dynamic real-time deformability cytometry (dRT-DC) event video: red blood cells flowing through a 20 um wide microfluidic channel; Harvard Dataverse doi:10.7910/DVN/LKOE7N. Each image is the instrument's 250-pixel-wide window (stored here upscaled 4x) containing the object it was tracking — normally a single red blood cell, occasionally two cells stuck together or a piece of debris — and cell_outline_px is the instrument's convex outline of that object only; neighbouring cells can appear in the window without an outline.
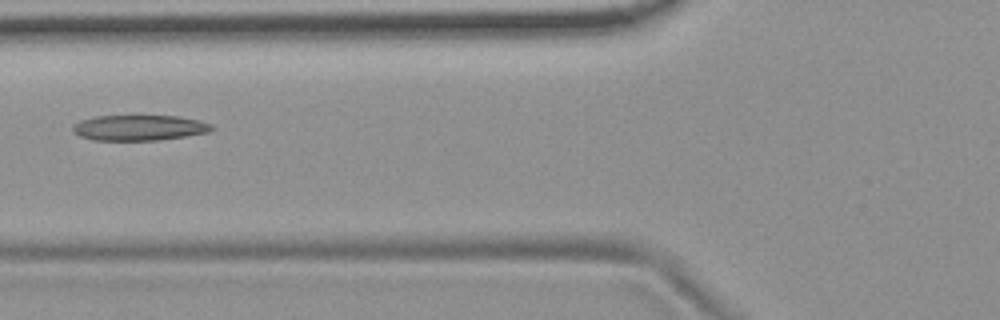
{"species": "common noctule bat (a hibernating species)", "species_latin": "Nyctalus noctula", "temperature_condition": "room temperature", "stored_images_in_passage": 7, "camera_frame_rate_fps": 3000, "um_per_image_px": 0.085, "animal": {"sex": "female", "body_mass_g": 19.9}, "frame": {"image": 1, "passage_image": 7, "time_ms": 6.667, "image_size_px": [1000, 320], "cell_outline_px": [[216, 128], [208, 132], [160, 140], [96, 140], [80, 136], [72, 128], [72, 124], [80, 120], [96, 116], [176, 116], [200, 120], [212, 124]], "centroid_in_image_um": [11.86, 10.85], "position_along_channel_um": 113.9, "area_um2": 20.58}}